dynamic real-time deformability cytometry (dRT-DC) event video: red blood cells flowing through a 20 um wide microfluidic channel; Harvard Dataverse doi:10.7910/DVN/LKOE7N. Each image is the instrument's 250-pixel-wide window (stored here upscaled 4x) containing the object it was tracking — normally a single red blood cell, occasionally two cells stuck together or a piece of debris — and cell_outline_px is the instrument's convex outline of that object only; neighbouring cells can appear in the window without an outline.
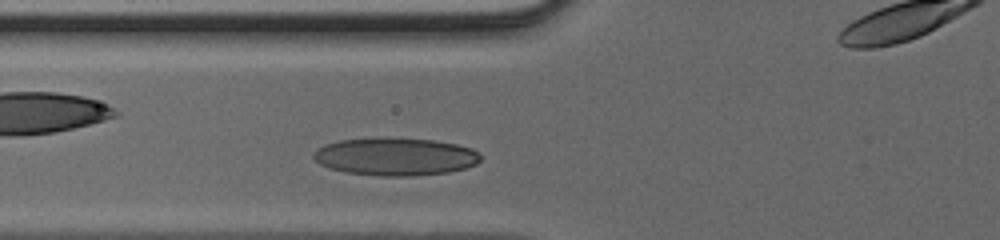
{"species": "human", "species_latin": "Homo sapiens", "temperature_condition": "cold", "stored_images_in_passage": 26, "camera_frame_rate_fps": 3000, "um_per_image_px": 0.085, "donor": {"sex": "male"}, "frame": {"image": 1, "passage_image": 5, "time_ms": 1.333, "image_size_px": [1000, 240], "cell_outline_px": [[480, 160], [476, 164], [468, 168], [448, 172], [412, 176], [384, 176], [344, 172], [328, 168], [320, 164], [312, 156], [316, 148], [324, 144], [340, 140], [432, 140], [456, 144], [472, 148], [480, 152]], "centroid_in_image_um": [33.63, 13.35], "position_along_channel_um": 92.2, "area_um2": 36.01}}
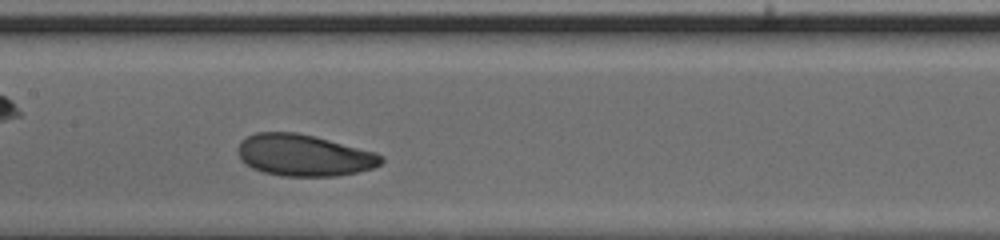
{"frame": {"image": 2, "passage_image": 11, "time_ms": 3.333, "image_size_px": [1000, 240], "cell_outline_px": [[384, 160], [380, 164], [372, 168], [356, 172], [336, 176], [284, 176], [264, 172], [252, 168], [240, 156], [240, 140], [256, 132], [296, 132], [376, 152], [384, 156]], "centroid_in_image_um": [25.87, 13.2], "position_along_channel_um": 181.5, "area_um2": 34.28}}
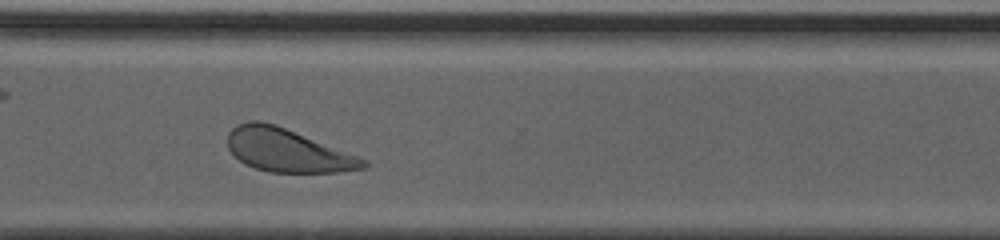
{"frame": {"image": 3, "passage_image": 22, "time_ms": 7.0, "image_size_px": [1000, 240], "cell_outline_px": [[368, 164], [364, 168], [336, 172], [268, 172], [256, 168], [240, 160], [228, 148], [228, 132], [232, 128], [248, 120], [260, 120], [276, 124], [368, 160]], "centroid_in_image_um": [24.42, 12.77], "position_along_channel_um": 346.2, "area_um2": 33.76}}